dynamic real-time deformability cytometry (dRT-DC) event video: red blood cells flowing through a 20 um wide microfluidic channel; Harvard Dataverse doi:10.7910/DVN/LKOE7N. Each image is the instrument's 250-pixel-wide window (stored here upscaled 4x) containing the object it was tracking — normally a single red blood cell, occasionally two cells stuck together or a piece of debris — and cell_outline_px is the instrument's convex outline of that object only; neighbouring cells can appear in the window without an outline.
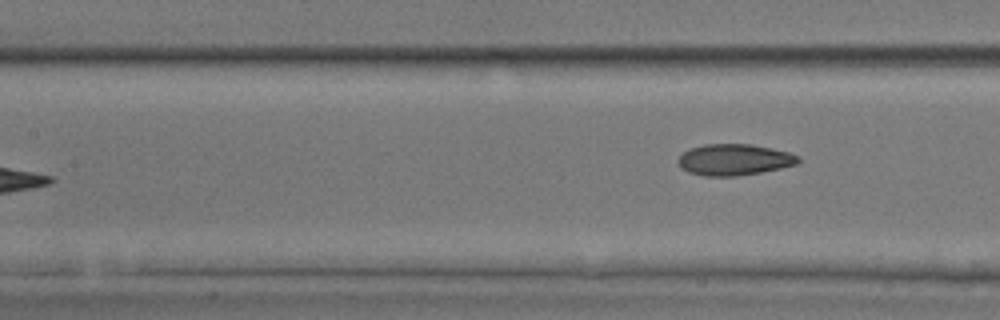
{"species": "common noctule bat (a hibernating species)", "species_latin": "Nyctalus noctula", "temperature_condition": "room temperature", "stored_images_in_passage": 4, "camera_frame_rate_fps": 3000, "um_per_image_px": 0.085, "animal": {"sex": "male", "body_mass_g": 17.9, "forearm_length_mm": 54.2}, "frame": {"image": 1, "passage_image": 4, "time_ms": 3.667, "image_size_px": [1000, 320], "cell_outline_px": [[800, 160], [796, 164], [780, 168], [760, 172], [736, 176], [704, 176], [688, 172], [680, 168], [676, 160], [688, 148], [704, 144], [752, 144], [772, 148], [788, 152], [800, 156]], "centroid_in_image_um": [62.37, 13.57], "position_along_channel_um": 145.0, "area_um2": 22.02}}